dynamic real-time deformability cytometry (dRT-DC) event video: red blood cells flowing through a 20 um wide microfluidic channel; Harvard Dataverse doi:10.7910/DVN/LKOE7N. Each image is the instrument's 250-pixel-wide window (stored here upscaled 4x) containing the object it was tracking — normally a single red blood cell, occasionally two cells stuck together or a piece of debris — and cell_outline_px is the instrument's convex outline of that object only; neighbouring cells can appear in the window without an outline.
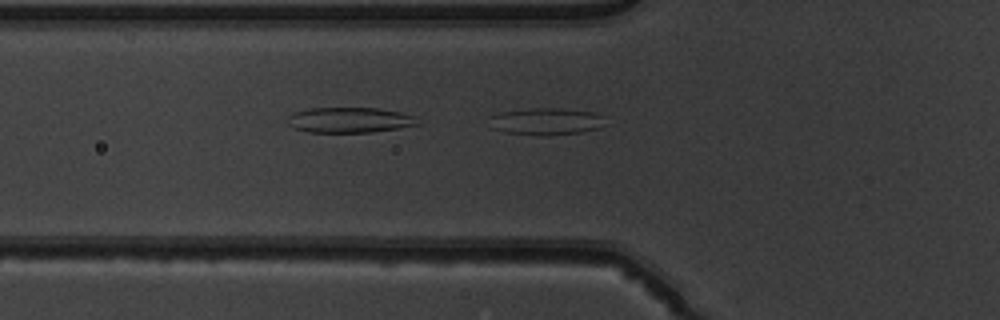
{"species": "common noctule bat (a hibernating species)", "species_latin": "Nyctalus noctula", "temperature_condition": "warm", "stored_images_in_passage": 19, "camera_frame_rate_fps": 3000, "um_per_image_px": 0.085, "animal": {"sex": "male", "body_mass_g": 19.5, "forearm_length_mm": 54.6}, "frame": {"image": 1, "passage_image": 19, "time_ms": 6.0, "image_size_px": [1000, 320], "cell_outline_px": [[604, 124], [600, 128], [580, 132], [544, 136], [540, 136], [504, 132], [492, 128], [492, 116], [500, 112], [528, 108], [556, 108], [592, 112], [604, 116]], "centroid_in_image_um": [46.44, 10.32], "position_along_channel_um": 79.4, "area_um2": 18.15}}